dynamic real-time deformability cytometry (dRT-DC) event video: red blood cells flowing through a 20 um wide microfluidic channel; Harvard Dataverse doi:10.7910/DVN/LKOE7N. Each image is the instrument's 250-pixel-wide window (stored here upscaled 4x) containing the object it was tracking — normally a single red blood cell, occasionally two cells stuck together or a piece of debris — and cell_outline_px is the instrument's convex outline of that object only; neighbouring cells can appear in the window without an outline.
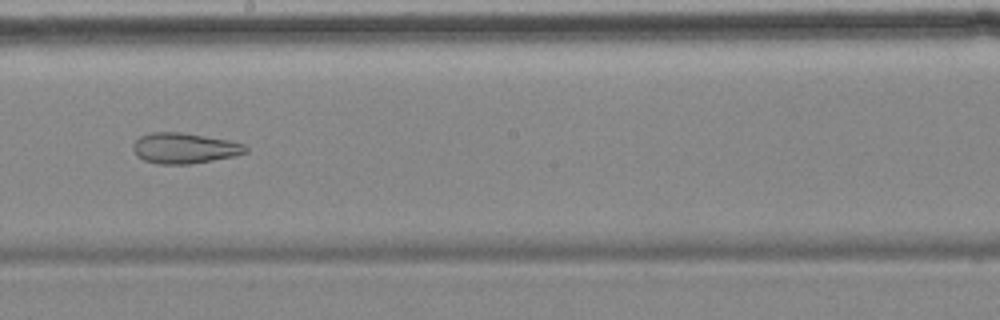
{"species": "common noctule bat (a hibernating species)", "species_latin": "Nyctalus noctula", "temperature_condition": "cold", "stored_images_in_passage": 10, "camera_frame_rate_fps": 3000, "um_per_image_px": 0.085, "animal": {"sex": "female", "body_mass_g": 18.4}, "frame": {"image": 1, "passage_image": 5, "time_ms": 4.667, "image_size_px": [1000, 320], "cell_outline_px": [[248, 152], [232, 156], [212, 160], [188, 164], [160, 164], [144, 160], [136, 156], [132, 148], [132, 144], [140, 136], [152, 132], [180, 132], [228, 140], [244, 144], [248, 148]], "centroid_in_image_um": [15.64, 12.59], "position_along_channel_um": 232.6, "area_um2": 19.94}}
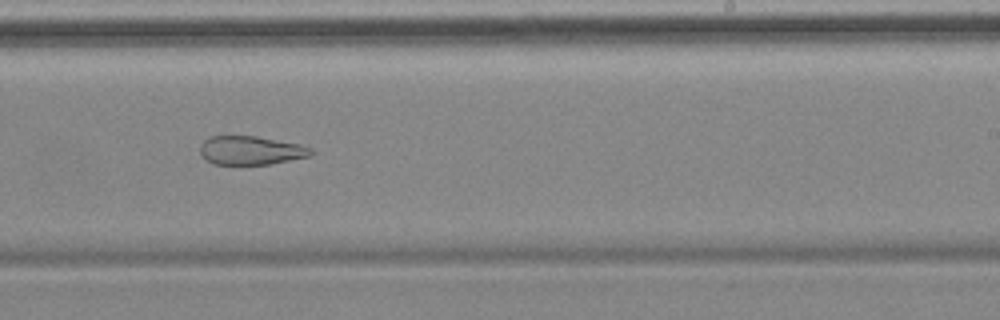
{"frame": {"image": 2, "passage_image": 6, "time_ms": 5.667, "image_size_px": [1000, 320], "cell_outline_px": [[312, 152], [308, 156], [268, 164], [212, 164], [200, 152], [200, 144], [208, 136], [256, 136], [300, 144], [312, 148]], "centroid_in_image_um": [21.29, 12.77], "position_along_channel_um": 267.7, "area_um2": 18.32}}